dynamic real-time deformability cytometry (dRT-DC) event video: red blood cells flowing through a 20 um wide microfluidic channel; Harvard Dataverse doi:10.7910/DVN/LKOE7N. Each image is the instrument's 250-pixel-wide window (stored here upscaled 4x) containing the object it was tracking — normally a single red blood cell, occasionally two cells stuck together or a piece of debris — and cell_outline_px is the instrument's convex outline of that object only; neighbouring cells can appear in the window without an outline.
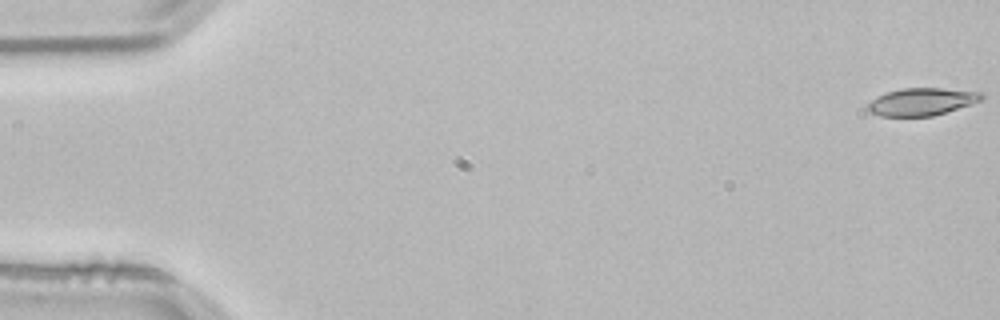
{"species": "common noctule bat (a hibernating species)", "species_latin": "Nyctalus noctula", "temperature_condition": "room temperature", "stored_images_in_passage": 54, "camera_frame_rate_fps": 3000, "um_per_image_px": 0.085, "animal": {"sex": "male", "body_mass_g": 21.5, "forearm_length_mm": 52.0}, "frame": {"image": 1, "passage_image": 1, "time_ms": 0.0, "image_size_px": [1000, 320], "cell_outline_px": [[984, 100], [972, 104], [932, 116], [880, 116], [868, 112], [864, 108], [876, 96], [888, 92], [904, 88], [940, 88], [984, 92]], "centroid_in_image_um": [78.36, 8.65], "position_along_channel_um": 6.6, "area_um2": 18.38}}
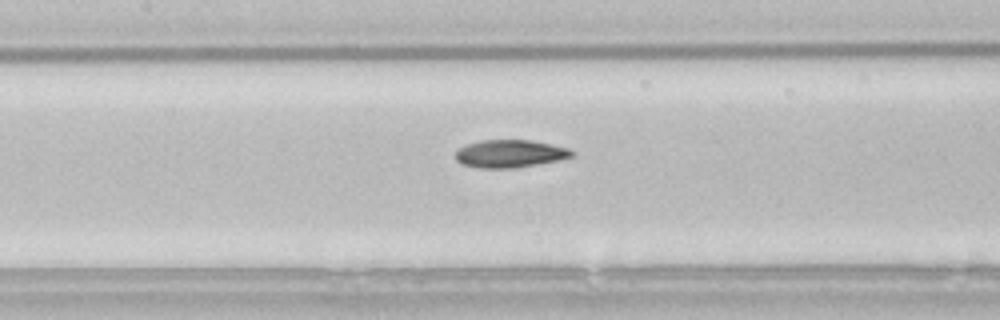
{"frame": {"image": 2, "passage_image": 25, "time_ms": 8.0, "image_size_px": [1000, 320], "cell_outline_px": [[576, 156], [560, 160], [516, 168], [480, 168], [460, 164], [456, 160], [456, 148], [480, 140], [532, 140], [568, 148], [576, 152]], "centroid_in_image_um": [43.36, 13.07], "position_along_channel_um": 164.0, "area_um2": 19.07}}
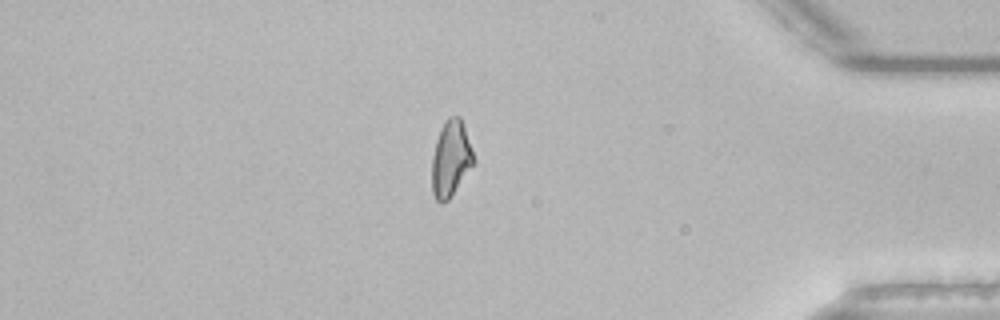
{"frame": {"image": 3, "passage_image": 46, "time_ms": 15.0, "image_size_px": [1000, 320], "cell_outline_px": [[476, 160], [448, 200], [440, 204], [436, 200], [432, 192], [432, 156], [436, 140], [440, 128], [444, 120], [448, 116], [460, 116]], "centroid_in_image_um": [38.3, 13.47], "position_along_channel_um": 396.9, "area_um2": 18.44}, "authors_computed_cell_mechanics": {"area_um2": 18.9006, "velocity_mm_per_s": 3.8206, "shape_relaxation_time_tau1_ms": 6.9031, "shape_relaxation_time_tau2_ms": 3.503, "deformation_change_tau1": 0.1909, "deformation_change_tau2": 0.1101}}